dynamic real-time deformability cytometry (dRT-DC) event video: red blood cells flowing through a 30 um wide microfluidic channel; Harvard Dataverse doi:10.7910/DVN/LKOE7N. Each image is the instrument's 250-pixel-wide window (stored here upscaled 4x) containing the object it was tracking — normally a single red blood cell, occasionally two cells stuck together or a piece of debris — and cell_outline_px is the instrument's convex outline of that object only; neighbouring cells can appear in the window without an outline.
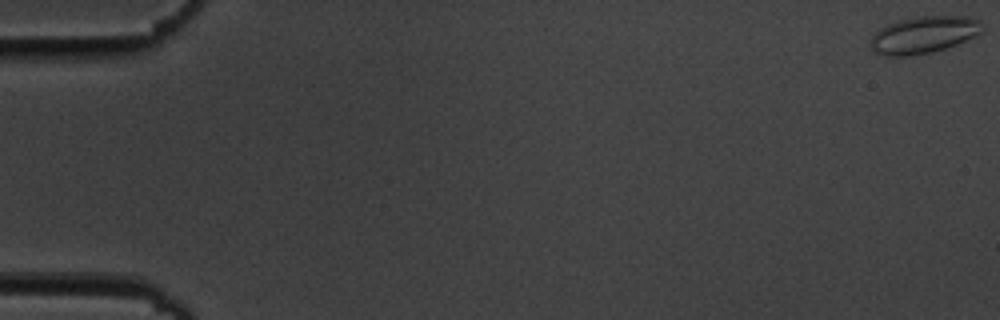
{"species": "common noctule bat (a hibernating species)", "species_latin": "Nyctalus noctula", "temperature_condition": "cold", "stored_images_in_passage": 38, "camera_frame_rate_fps": 3000, "um_per_image_px": 0.085, "animal": {"sex": "male", "body_mass_g": 19.5, "forearm_length_mm": 54.6}, "frame": {"image": 1, "passage_image": 1, "time_ms": 0.0, "image_size_px": [1000, 320], "cell_outline_px": [[984, 32], [956, 44], [944, 48], [928, 52], [904, 56], [884, 56], [876, 52], [868, 44], [868, 40], [880, 28], [888, 24], [900, 20], [920, 16], [968, 16], [980, 20], [984, 24]], "centroid_in_image_um": [78.53, 2.94], "position_along_channel_um": 6.5, "area_um2": 24.1}}
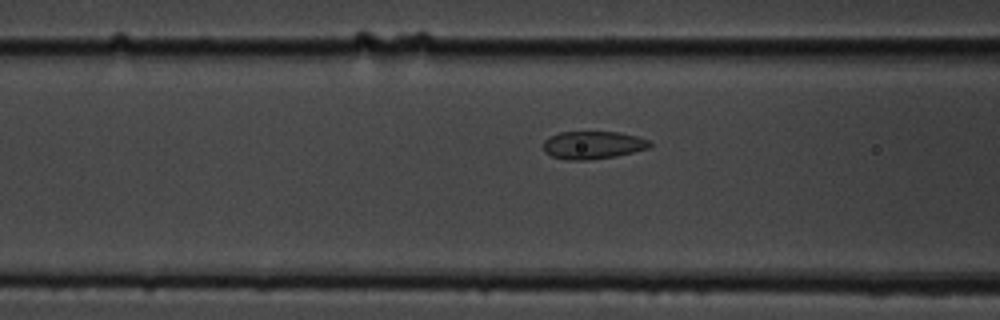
{"frame": {"image": 2, "passage_image": 23, "time_ms": 7.333, "image_size_px": [1000, 320], "cell_outline_px": [[652, 144], [648, 148], [616, 156], [588, 160], [564, 160], [552, 156], [544, 152], [544, 140], [560, 132], [620, 132], [636, 136], [648, 140]], "centroid_in_image_um": [50.38, 12.33], "position_along_channel_um": 116.2, "area_um2": 17.17}}
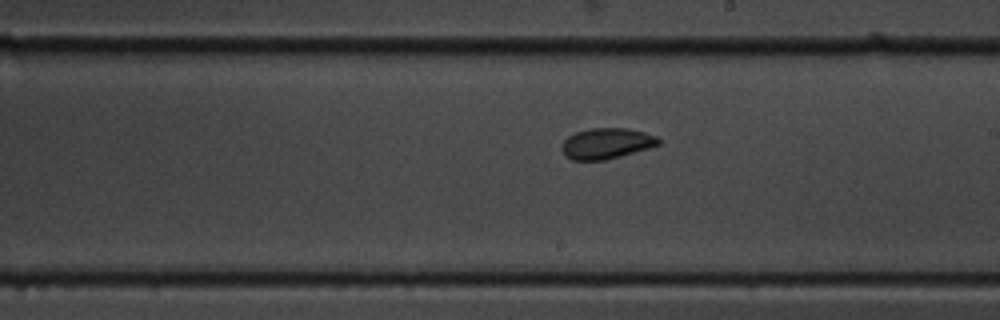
{"frame": {"image": 3, "passage_image": 33, "time_ms": 10.667, "image_size_px": [1000, 320], "cell_outline_px": [[660, 144], [648, 148], [620, 156], [604, 160], [572, 160], [560, 148], [564, 140], [568, 136], [576, 132], [592, 128], [628, 128], [644, 132], [656, 136], [660, 140]], "centroid_in_image_um": [51.55, 12.18], "position_along_channel_um": 237.4, "area_um2": 17.17}}